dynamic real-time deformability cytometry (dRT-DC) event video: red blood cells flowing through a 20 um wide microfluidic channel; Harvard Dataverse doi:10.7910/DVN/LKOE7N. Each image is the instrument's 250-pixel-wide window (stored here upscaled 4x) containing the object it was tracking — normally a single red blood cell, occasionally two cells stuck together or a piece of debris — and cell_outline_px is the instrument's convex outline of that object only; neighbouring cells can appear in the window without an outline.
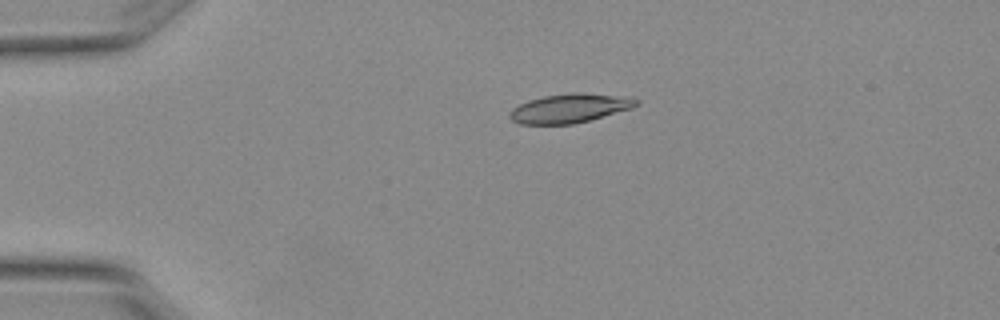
{"species": "Egyptian fruit bat (a non-hibernating species)", "species_latin": "Rousettus aegyptiacus", "temperature_condition": "warm", "stored_images_in_passage": 3, "camera_frame_rate_fps": 3000, "um_per_image_px": 0.085, "animal": {"sex": "female"}, "frame": {"image": 1, "passage_image": 2, "time_ms": 0.333, "image_size_px": [1000, 320], "cell_outline_px": [[640, 104], [632, 108], [588, 120], [572, 124], [520, 124], [512, 120], [508, 116], [508, 112], [512, 108], [528, 100], [544, 96], [572, 92], [580, 92], [636, 96], [640, 100]], "centroid_in_image_um": [48.48, 9.17], "position_along_channel_um": 36.5, "area_um2": 21.79}}